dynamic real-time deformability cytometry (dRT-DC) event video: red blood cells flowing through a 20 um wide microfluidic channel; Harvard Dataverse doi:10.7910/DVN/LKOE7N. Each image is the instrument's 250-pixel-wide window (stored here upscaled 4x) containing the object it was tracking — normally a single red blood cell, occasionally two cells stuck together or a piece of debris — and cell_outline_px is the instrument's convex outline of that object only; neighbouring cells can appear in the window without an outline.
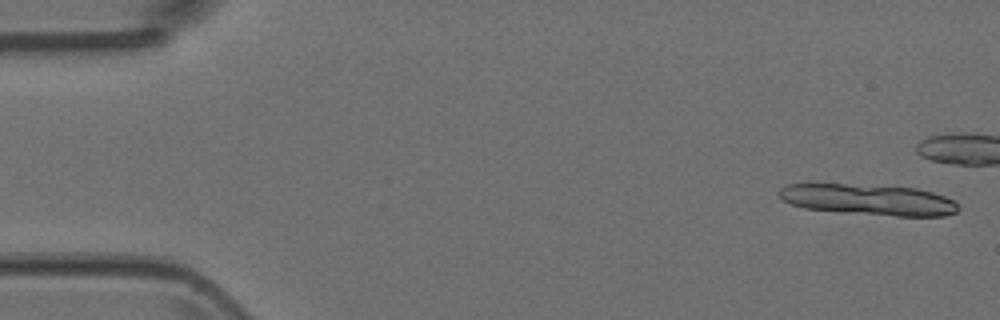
{"species": "Egyptian fruit bat (a non-hibernating species)", "species_latin": "Rousettus aegyptiacus", "temperature_condition": "room temperature", "stored_images_in_passage": 4, "camera_frame_rate_fps": 3000, "um_per_image_px": 0.085, "animal": {"sex": "female"}, "frame": {"image": 1, "passage_image": 1, "time_ms": 0.0, "image_size_px": [1000, 320], "cell_outline_px": [[960, 208], [956, 212], [944, 216], [896, 216], [804, 208], [792, 204], [784, 200], [776, 192], [780, 188], [788, 184], [844, 184], [916, 188], [932, 192], [944, 196], [952, 200]], "centroid_in_image_um": [73.83, 16.97], "position_along_channel_um": 11.2, "area_um2": 31.85}}